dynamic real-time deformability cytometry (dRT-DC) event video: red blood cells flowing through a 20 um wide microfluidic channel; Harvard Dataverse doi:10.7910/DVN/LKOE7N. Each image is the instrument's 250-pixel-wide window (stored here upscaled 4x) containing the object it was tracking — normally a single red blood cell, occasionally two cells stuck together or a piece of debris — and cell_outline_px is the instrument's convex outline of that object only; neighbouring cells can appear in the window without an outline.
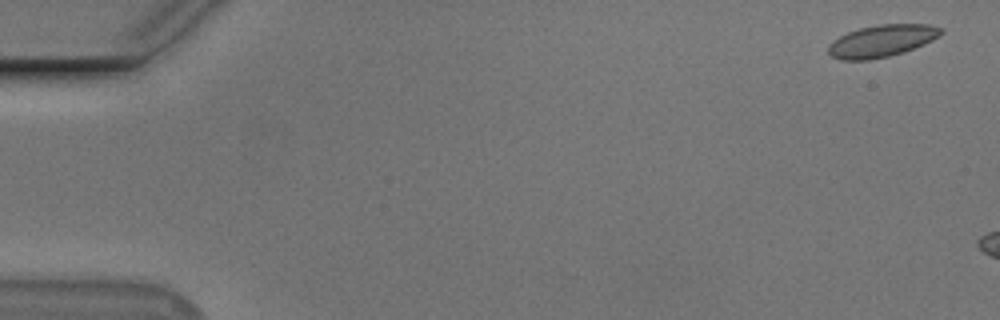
{"species": "Egyptian fruit bat (a non-hibernating species)", "species_latin": "Rousettus aegyptiacus", "temperature_condition": "cold", "stored_images_in_passage": 7, "camera_frame_rate_fps": 3000, "um_per_image_px": 0.085, "animal": {"sex": "male"}, "frame": {"image": 1, "passage_image": 2, "time_ms": 0.333, "image_size_px": [1000, 320], "cell_outline_px": [[944, 32], [940, 36], [924, 44], [904, 52], [888, 56], [868, 60], [840, 60], [832, 56], [828, 52], [828, 44], [832, 40], [848, 32], [860, 28], [880, 24], [928, 24], [944, 28]], "centroid_in_image_um": [74.96, 3.47], "position_along_channel_um": 10.0, "area_um2": 21.15}}